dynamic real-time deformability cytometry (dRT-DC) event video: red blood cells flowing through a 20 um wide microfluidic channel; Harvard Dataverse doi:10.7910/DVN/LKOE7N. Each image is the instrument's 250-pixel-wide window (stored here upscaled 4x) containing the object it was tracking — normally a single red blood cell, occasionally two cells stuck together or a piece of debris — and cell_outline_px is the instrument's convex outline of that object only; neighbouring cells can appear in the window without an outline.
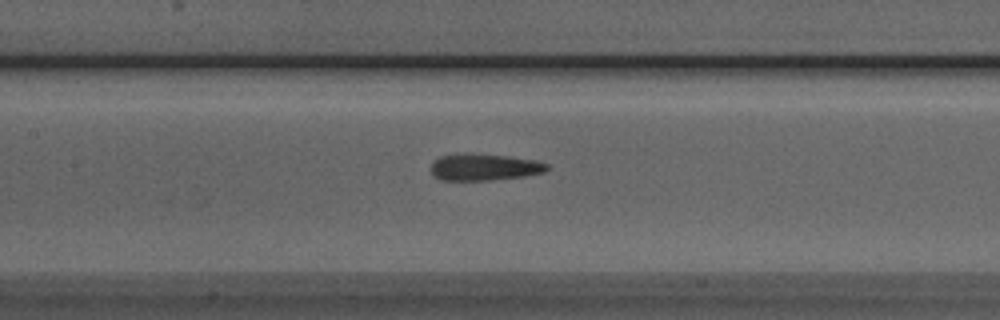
{"species": "Egyptian fruit bat (a non-hibernating species)", "species_latin": "Rousettus aegyptiacus", "temperature_condition": "room temperature", "stored_images_in_passage": 27, "camera_frame_rate_fps": 3000, "um_per_image_px": 0.085, "animal": {"sex": "male"}, "frame": {"image": 1, "passage_image": 8, "time_ms": 2.333, "image_size_px": [1000, 320], "cell_outline_px": [[548, 168], [544, 172], [524, 176], [488, 180], [440, 180], [432, 172], [432, 160], [440, 156], [508, 156], [536, 160], [548, 164]], "centroid_in_image_um": [41.21, 14.24], "position_along_channel_um": 166.2, "area_um2": 17.17}}
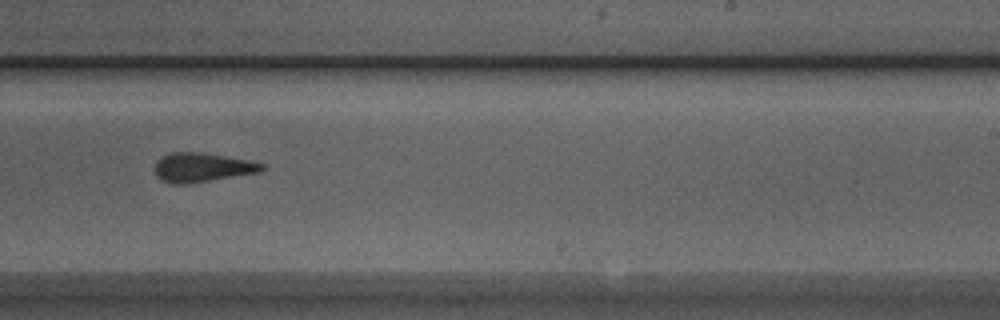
{"frame": {"image": 2, "passage_image": 16, "time_ms": 5.0, "image_size_px": [1000, 320], "cell_outline_px": [[264, 168], [260, 172], [184, 184], [172, 184], [160, 180], [156, 176], [156, 160], [160, 156], [172, 152], [200, 152], [252, 160], [264, 164]], "centroid_in_image_um": [17.16, 14.22], "position_along_channel_um": 271.8, "area_um2": 18.21}}
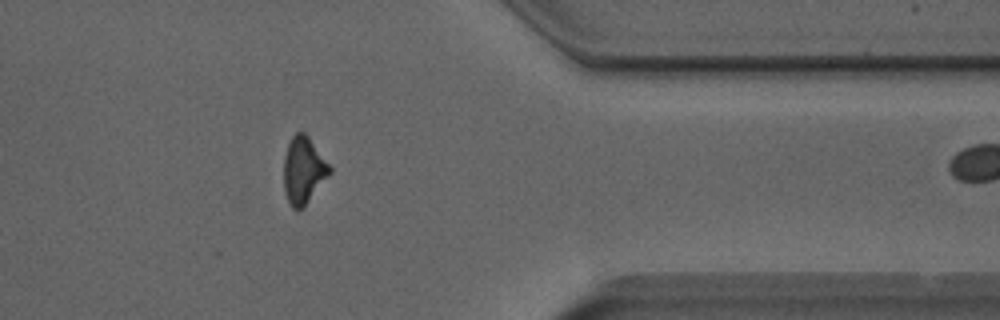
{"frame": {"image": 3, "passage_image": 26, "time_ms": 8.333, "image_size_px": [1000, 320], "cell_outline_px": [[332, 172], [304, 204], [300, 208], [292, 208], [284, 192], [284, 156], [288, 144], [292, 136], [296, 132], [304, 132], [308, 136], [332, 168]], "centroid_in_image_um": [25.78, 14.42], "position_along_channel_um": 385.6, "area_um2": 17.46}}